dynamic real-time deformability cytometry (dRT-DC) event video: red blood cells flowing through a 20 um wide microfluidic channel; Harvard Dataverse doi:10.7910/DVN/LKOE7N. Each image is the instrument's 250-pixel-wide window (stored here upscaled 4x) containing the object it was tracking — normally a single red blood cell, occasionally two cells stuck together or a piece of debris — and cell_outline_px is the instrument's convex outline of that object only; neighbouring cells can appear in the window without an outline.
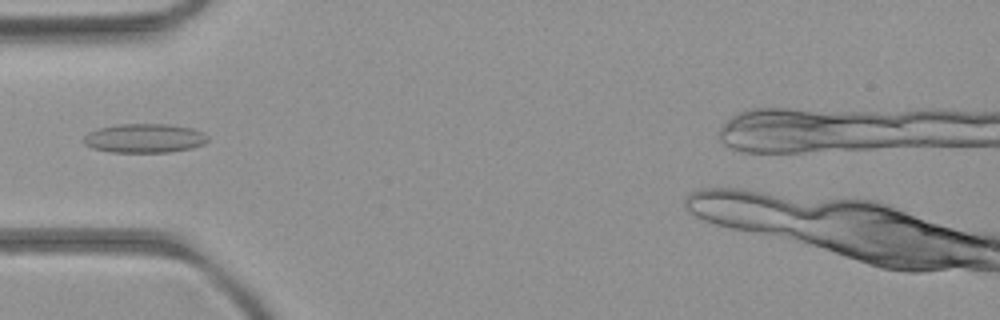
{"species": "common noctule bat (a hibernating species)", "species_latin": "Nyctalus noctula", "temperature_condition": "room temperature", "stored_images_in_passage": 5, "camera_frame_rate_fps": 3000, "um_per_image_px": 0.085, "animal": {"sex": "female", "body_mass_g": 21.9}, "frame": {"image": 1, "passage_image": 4, "time_ms": 3.667, "image_size_px": [1000, 320], "cell_outline_px": [[208, 140], [204, 144], [192, 148], [168, 152], [112, 152], [92, 148], [84, 144], [84, 136], [88, 132], [100, 128], [116, 124], [168, 124], [192, 128], [204, 132], [208, 136]], "centroid_in_image_um": [12.3, 11.75], "position_along_channel_um": 72.7, "area_um2": 21.1}}
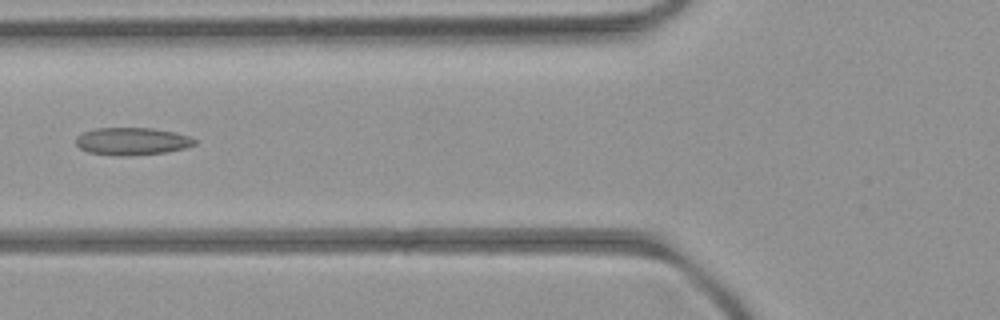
{"frame": {"image": 2, "passage_image": 5, "time_ms": 4.667, "image_size_px": [1000, 320], "cell_outline_px": [[196, 144], [188, 148], [164, 152], [128, 156], [116, 156], [88, 152], [80, 148], [76, 144], [76, 136], [84, 132], [96, 128], [152, 128], [172, 132], [188, 136], [196, 140]], "centroid_in_image_um": [11.21, 12.02], "position_along_channel_um": 114.6, "area_um2": 19.02}}